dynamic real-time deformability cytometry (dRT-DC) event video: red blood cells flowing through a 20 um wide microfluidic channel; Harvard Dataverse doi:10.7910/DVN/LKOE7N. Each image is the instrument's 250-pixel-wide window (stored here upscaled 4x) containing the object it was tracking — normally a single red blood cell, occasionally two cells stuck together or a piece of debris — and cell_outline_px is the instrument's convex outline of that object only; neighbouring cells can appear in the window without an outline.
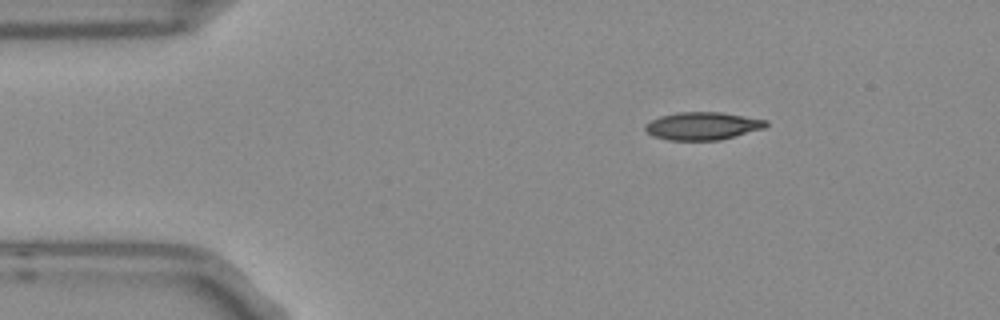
{"species": "Egyptian fruit bat (a non-hibernating species)", "species_latin": "Rousettus aegyptiacus", "temperature_condition": "room temperature", "stored_images_in_passage": 6, "camera_frame_rate_fps": 3000, "um_per_image_px": 0.085, "frame": {"image": 1, "passage_image": 6, "time_ms": 1.667, "image_size_px": [1000, 320], "cell_outline_px": [[768, 124], [764, 128], [720, 140], [668, 140], [652, 136], [644, 128], [644, 124], [660, 116], [676, 112], [720, 112], [768, 120]], "centroid_in_image_um": [59.7, 10.7], "position_along_channel_um": 25.3, "area_um2": 19.54}}